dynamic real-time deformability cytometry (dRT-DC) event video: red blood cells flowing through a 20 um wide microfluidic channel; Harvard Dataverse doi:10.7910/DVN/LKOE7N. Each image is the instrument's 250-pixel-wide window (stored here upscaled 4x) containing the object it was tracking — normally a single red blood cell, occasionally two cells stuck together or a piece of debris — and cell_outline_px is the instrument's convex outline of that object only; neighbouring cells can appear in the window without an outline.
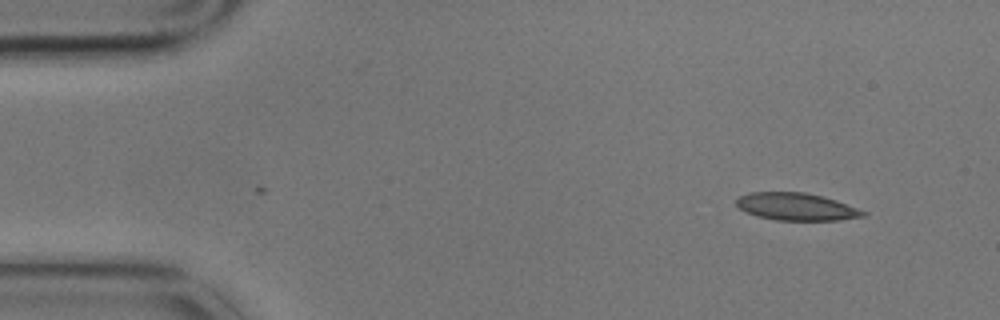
{"species": "common noctule bat (a hibernating species)", "species_latin": "Nyctalus noctula", "temperature_condition": "cold", "stored_images_in_passage": 2, "camera_frame_rate_fps": 3000, "um_per_image_px": 0.085, "animal": {"sex": "male", "body_mass_g": 17.9}, "frame": {"image": 1, "passage_image": 2, "time_ms": 0.333, "image_size_px": [1000, 320], "cell_outline_px": [[868, 216], [840, 220], [776, 220], [756, 216], [744, 212], [736, 204], [736, 196], [748, 192], [804, 192], [836, 200], [868, 212]], "centroid_in_image_um": [67.67, 17.57], "position_along_channel_um": 17.3, "area_um2": 20.46}}